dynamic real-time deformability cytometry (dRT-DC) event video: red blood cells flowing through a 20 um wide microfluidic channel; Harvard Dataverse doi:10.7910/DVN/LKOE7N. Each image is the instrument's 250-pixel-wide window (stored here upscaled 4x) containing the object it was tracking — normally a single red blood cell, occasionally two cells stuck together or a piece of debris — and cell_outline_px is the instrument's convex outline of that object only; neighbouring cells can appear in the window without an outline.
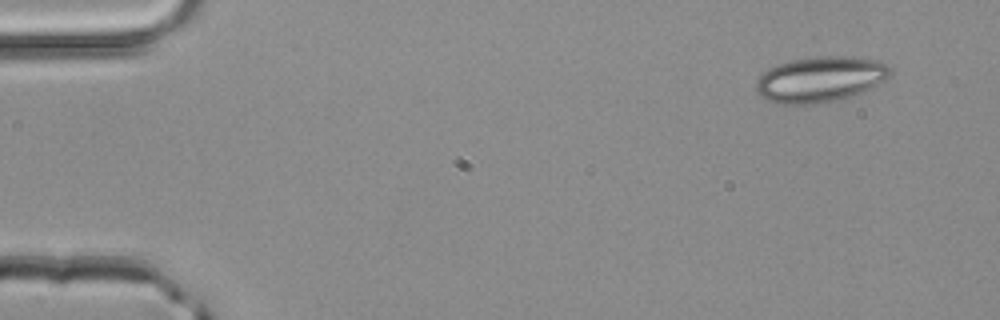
{"species": "common noctule bat (a hibernating species)", "species_latin": "Nyctalus noctula", "temperature_condition": "room temperature", "stored_images_in_passage": 52, "camera_frame_rate_fps": 3000, "um_per_image_px": 0.085, "animal": {"sex": "male", "body_mass_g": 20.4}, "frame": {"image": 1, "passage_image": 6, "time_ms": 1.667, "image_size_px": [1000, 320], "cell_outline_px": [[864, 64], [852, 88], [840, 92], [824, 96], [772, 96], [764, 92], [760, 84], [776, 68], [788, 64], [812, 60], [852, 60]], "centroid_in_image_um": [69.06, 6.65], "position_along_channel_um": 15.9, "area_um2": 21.33}}
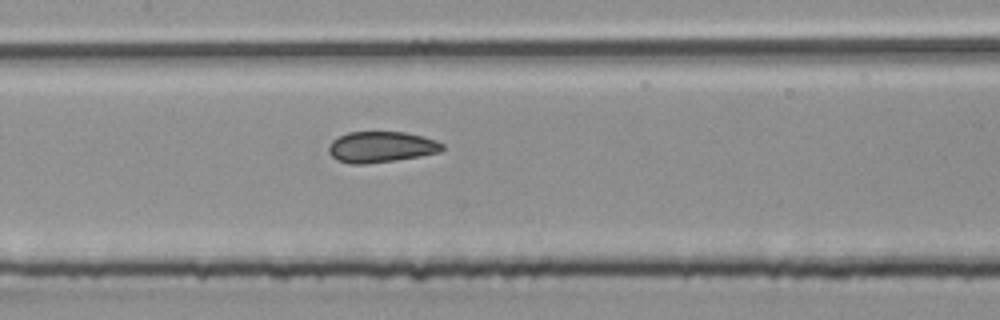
{"frame": {"image": 2, "passage_image": 26, "time_ms": 8.333, "image_size_px": [1000, 320], "cell_outline_px": [[444, 148], [432, 152], [412, 156], [388, 160], [340, 160], [332, 156], [332, 144], [340, 136], [352, 132], [400, 132], [420, 136], [432, 140], [440, 144]], "centroid_in_image_um": [32.42, 12.41], "position_along_channel_um": 175.0, "area_um2": 18.03}}
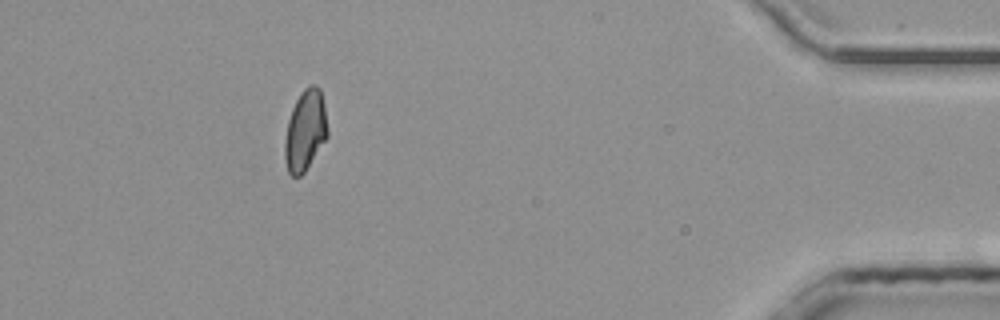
{"frame": {"image": 3, "passage_image": 47, "time_ms": 15.333, "image_size_px": [1000, 320], "cell_outline_px": [[324, 140], [304, 172], [300, 176], [292, 176], [288, 172], [288, 124], [292, 112], [300, 96], [308, 88], [316, 88], [320, 92], [324, 112]], "centroid_in_image_um": [25.95, 11.16], "position_along_channel_um": 409.3, "area_um2": 17.4}, "authors_computed_cell_mechanics": {"area_um2": 18.3226, "velocity_mm_per_s": 4.1855, "shape_relaxation_time_tau1_ms": null, "shape_relaxation_time_tau2_ms": 1.5115, "deformation_change_tau1": null, "deformation_change_tau2": 0.0899}}